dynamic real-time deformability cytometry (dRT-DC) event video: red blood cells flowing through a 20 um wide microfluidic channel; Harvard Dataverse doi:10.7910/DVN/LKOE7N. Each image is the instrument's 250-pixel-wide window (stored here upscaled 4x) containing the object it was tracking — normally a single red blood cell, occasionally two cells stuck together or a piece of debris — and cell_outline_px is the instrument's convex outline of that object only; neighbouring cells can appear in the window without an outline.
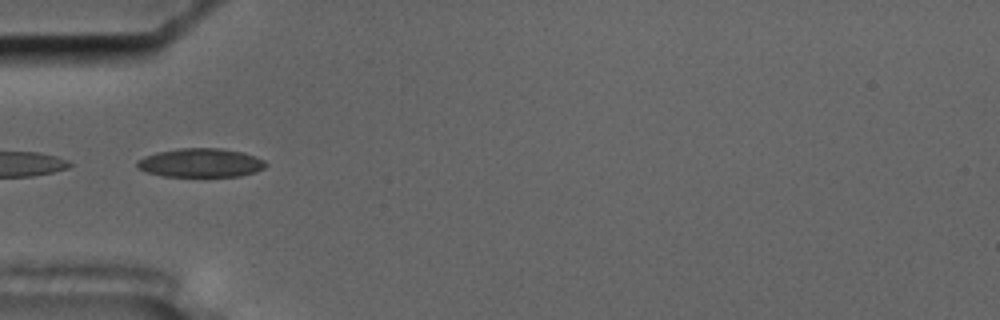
{"species": "common noctule bat (a hibernating species)", "species_latin": "Nyctalus noctula", "temperature_condition": "cold", "stored_images_in_passage": 9, "camera_frame_rate_fps": 3000, "um_per_image_px": 0.085, "animal": {"sex": "male", "body_mass_g": 17.5, "forearm_length_mm": 52.3}, "frame": {"image": 1, "passage_image": 7, "time_ms": 2.0, "image_size_px": [1000, 320], "cell_outline_px": [[268, 164], [264, 168], [256, 172], [240, 176], [164, 176], [148, 172], [136, 168], [136, 160], [144, 156], [156, 152], [180, 148], [220, 148], [244, 152], [256, 156], [264, 160]], "centroid_in_image_um": [17.06, 13.83], "position_along_channel_um": 67.9, "area_um2": 21.79}}